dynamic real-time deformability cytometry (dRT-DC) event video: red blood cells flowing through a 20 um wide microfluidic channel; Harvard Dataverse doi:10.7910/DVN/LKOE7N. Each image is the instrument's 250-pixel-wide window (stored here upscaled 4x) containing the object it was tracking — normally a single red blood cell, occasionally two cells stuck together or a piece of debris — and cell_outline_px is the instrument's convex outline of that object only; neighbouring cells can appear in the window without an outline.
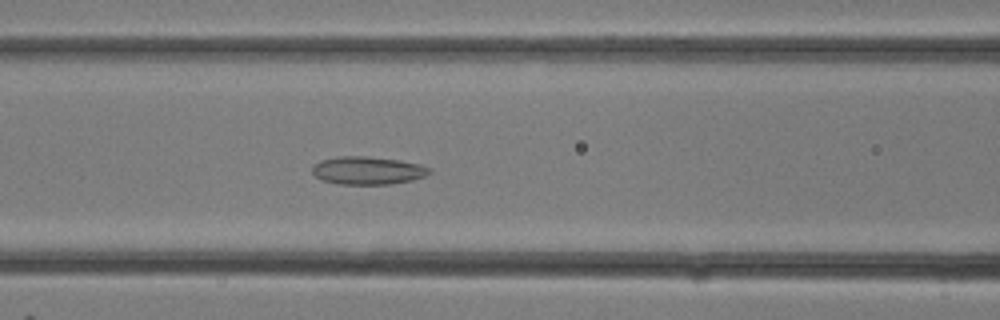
{"species": "common noctule bat (a hibernating species)", "species_latin": "Nyctalus noctula", "temperature_condition": "room temperature", "stored_images_in_passage": 14, "camera_frame_rate_fps": 3000, "um_per_image_px": 0.085, "animal": {"sex": "female"}, "frame": {"image": 1, "passage_image": 12, "time_ms": 3.667, "image_size_px": [1000, 320], "cell_outline_px": [[432, 172], [424, 176], [412, 180], [392, 184], [340, 184], [320, 180], [312, 172], [312, 164], [320, 160], [336, 156], [368, 156], [400, 160], [420, 164], [432, 168]], "centroid_in_image_um": [31.24, 14.48], "position_along_channel_um": 135.4, "area_um2": 19.36}}
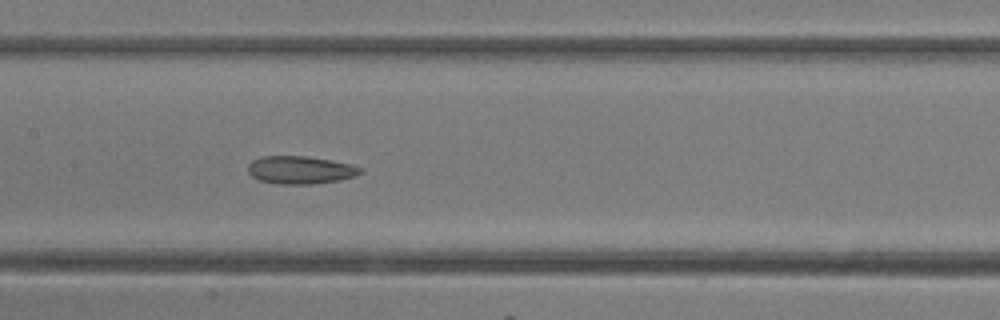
{"frame": {"image": 2, "passage_image": 14, "time_ms": 4.333, "image_size_px": [1000, 320], "cell_outline_px": [[364, 172], [356, 176], [340, 180], [312, 184], [276, 184], [260, 180], [252, 176], [248, 172], [248, 164], [252, 160], [264, 156], [308, 156], [332, 160], [352, 164], [360, 168]], "centroid_in_image_um": [25.55, 14.44], "position_along_channel_um": 181.9, "area_um2": 18.38}}